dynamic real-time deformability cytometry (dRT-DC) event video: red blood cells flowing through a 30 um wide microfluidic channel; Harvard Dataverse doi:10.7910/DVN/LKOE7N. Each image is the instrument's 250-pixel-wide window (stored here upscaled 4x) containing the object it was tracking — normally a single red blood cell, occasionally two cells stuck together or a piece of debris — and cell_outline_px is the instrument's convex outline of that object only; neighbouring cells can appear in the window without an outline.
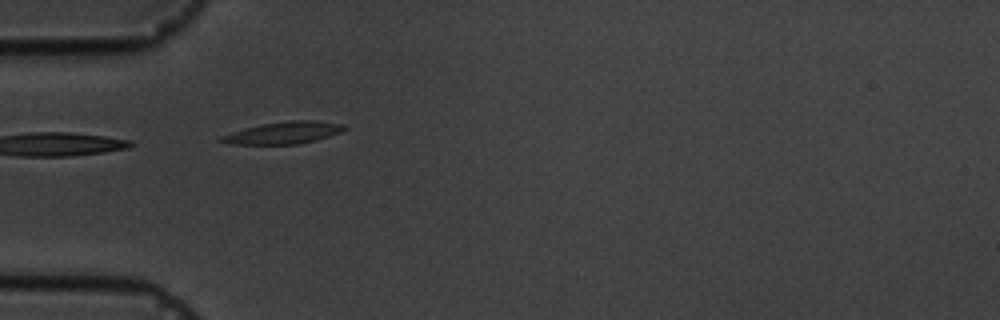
{"species": "common noctule bat (a hibernating species)", "species_latin": "Nyctalus noctula", "temperature_condition": "cold", "stored_images_in_passage": 4, "camera_frame_rate_fps": 3000, "um_per_image_px": 0.085, "animal": {"sex": "male", "body_mass_g": 19.5, "forearm_length_mm": 54.6}, "frame": {"image": 1, "passage_image": 3, "time_ms": 3.333, "image_size_px": [1000, 320], "cell_outline_px": [[348, 128], [340, 132], [316, 140], [300, 144], [232, 144], [216, 140], [220, 136], [244, 128], [260, 124], [288, 120], [316, 120], [344, 124]], "centroid_in_image_um": [24.1, 11.28], "position_along_channel_um": 60.9, "area_um2": 15.95}}